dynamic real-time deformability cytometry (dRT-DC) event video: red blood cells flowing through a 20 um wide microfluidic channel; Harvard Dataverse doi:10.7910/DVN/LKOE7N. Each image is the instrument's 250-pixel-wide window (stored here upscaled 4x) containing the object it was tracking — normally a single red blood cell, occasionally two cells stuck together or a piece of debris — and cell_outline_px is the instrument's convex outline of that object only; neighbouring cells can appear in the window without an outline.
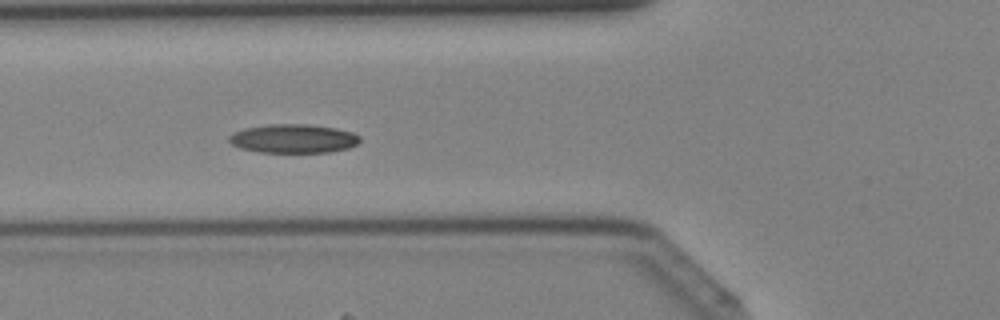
{"species": "Egyptian fruit bat (a non-hibernating species)", "species_latin": "Rousettus aegyptiacus", "temperature_condition": "cold", "stored_images_in_passage": 23, "camera_frame_rate_fps": 3000, "um_per_image_px": 0.085, "animal": {"sex": "female"}, "frame": {"image": 1, "passage_image": 7, "time_ms": 2.0, "image_size_px": [1000, 320], "cell_outline_px": [[360, 140], [356, 144], [348, 148], [328, 152], [260, 152], [240, 148], [232, 144], [228, 140], [228, 136], [232, 132], [244, 128], [268, 124], [308, 124], [336, 128], [352, 132], [360, 136]], "centroid_in_image_um": [24.91, 11.77], "position_along_channel_um": 100.9, "area_um2": 22.02}}
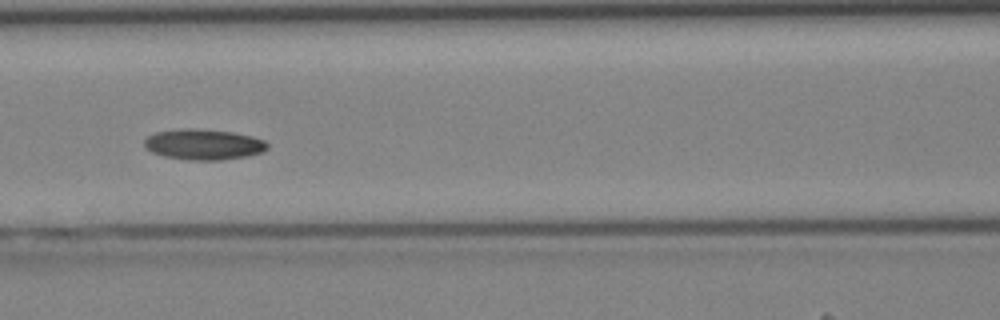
{"frame": {"image": 2, "passage_image": 10, "time_ms": 3.0, "image_size_px": [1000, 320], "cell_outline_px": [[268, 148], [260, 152], [244, 156], [220, 160], [188, 160], [164, 156], [152, 152], [144, 148], [144, 140], [148, 136], [156, 132], [184, 128], [196, 128], [232, 132], [252, 136], [264, 140], [268, 144]], "centroid_in_image_um": [17.27, 12.27], "position_along_channel_um": 149.3, "area_um2": 21.91}}
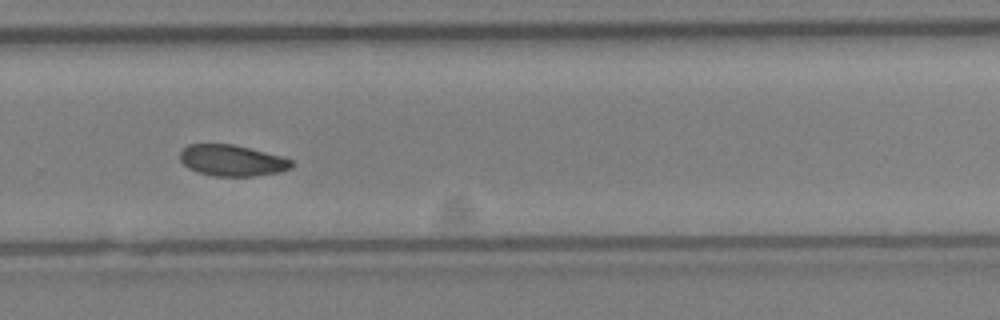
{"frame": {"image": 3, "passage_image": 20, "time_ms": 6.333, "image_size_px": [1000, 320], "cell_outline_px": [[292, 168], [280, 172], [252, 176], [216, 176], [196, 172], [188, 168], [180, 160], [180, 152], [188, 144], [232, 144], [280, 156], [292, 160]], "centroid_in_image_um": [19.7, 13.65], "position_along_channel_um": 310.1, "area_um2": 20.11}}